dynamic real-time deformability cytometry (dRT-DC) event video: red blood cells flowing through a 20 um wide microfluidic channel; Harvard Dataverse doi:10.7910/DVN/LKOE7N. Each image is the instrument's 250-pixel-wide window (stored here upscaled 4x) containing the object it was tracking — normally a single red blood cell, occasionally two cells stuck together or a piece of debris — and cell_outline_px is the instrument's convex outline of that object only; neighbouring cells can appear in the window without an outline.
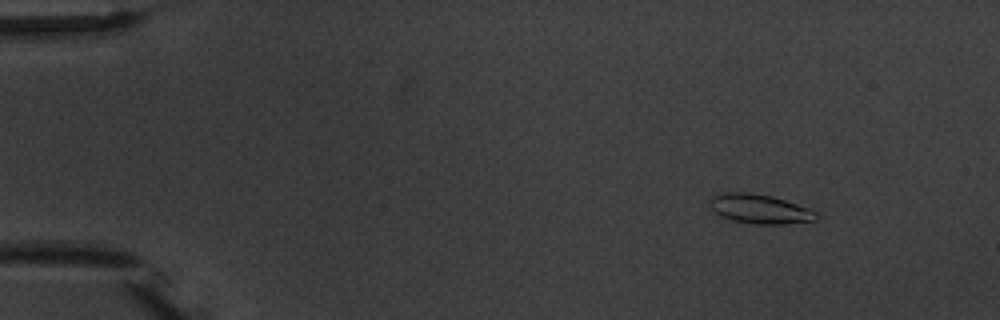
{"species": "common noctule bat (a hibernating species)", "species_latin": "Nyctalus noctula", "temperature_condition": "warm", "stored_images_in_passage": 4, "camera_frame_rate_fps": 3000, "um_per_image_px": 0.085, "animal": {"sex": "male", "body_mass_g": 20.1, "forearm_length_mm": 53.5}, "frame": {"image": 1, "passage_image": 1, "time_ms": 0.0, "image_size_px": [1000, 320], "cell_outline_px": [[820, 216], [816, 220], [784, 224], [756, 224], [732, 220], [720, 216], [712, 208], [708, 200], [712, 196], [724, 192], [752, 192], [772, 196], [808, 208], [816, 212]], "centroid_in_image_um": [64.57, 17.75], "position_along_channel_um": 20.4, "area_um2": 18.21}}